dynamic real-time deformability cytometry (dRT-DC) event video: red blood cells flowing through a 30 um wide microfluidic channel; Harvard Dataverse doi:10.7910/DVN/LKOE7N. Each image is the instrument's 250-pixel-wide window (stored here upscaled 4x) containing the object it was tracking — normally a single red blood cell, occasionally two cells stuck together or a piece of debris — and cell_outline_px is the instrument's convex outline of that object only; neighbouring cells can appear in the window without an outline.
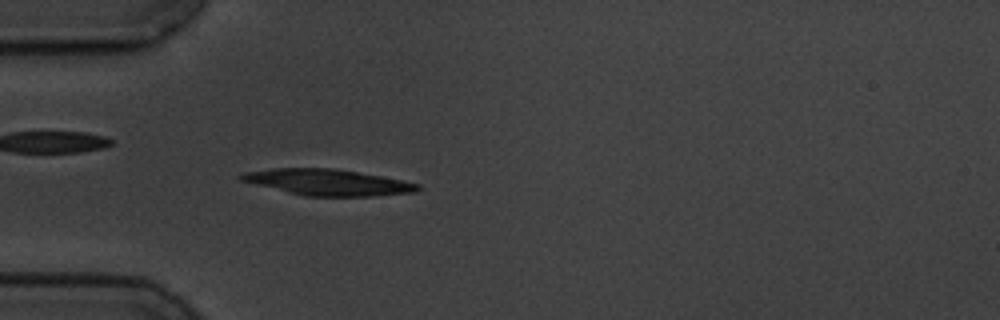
{"species": "common noctule bat (a hibernating species)", "species_latin": "Nyctalus noctula", "temperature_condition": "cold", "stored_images_in_passage": 57, "camera_frame_rate_fps": 3000, "um_per_image_px": 0.085, "animal": {"sex": "male", "body_mass_g": 19.5, "forearm_length_mm": 54.6}, "frame": {"image": 1, "passage_image": 16, "time_ms": 5.0, "image_size_px": [1000, 320], "cell_outline_px": [[420, 188], [412, 192], [372, 196], [304, 196], [240, 180], [236, 176], [244, 172], [276, 168], [332, 168], [380, 176], [420, 184]], "centroid_in_image_um": [27.81, 15.49], "position_along_channel_um": 57.2, "area_um2": 26.41}}
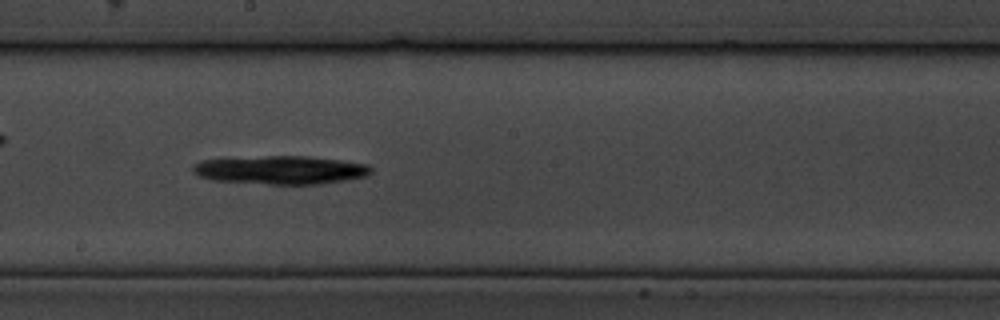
{"frame": {"image": 2, "passage_image": 31, "time_ms": 10.0, "image_size_px": [1000, 320], "cell_outline_px": [[372, 172], [364, 176], [348, 180], [320, 184], [268, 184], [212, 180], [200, 176], [192, 172], [192, 164], [200, 160], [264, 156], [308, 156], [340, 160], [368, 164], [372, 168]], "centroid_in_image_um": [23.84, 14.44], "position_along_channel_um": 224.4, "area_um2": 29.59}}
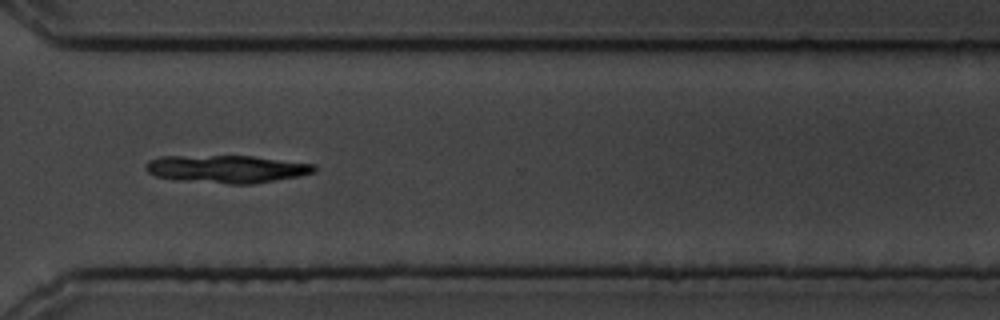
{"frame": {"image": 3, "passage_image": 42, "time_ms": 13.667, "image_size_px": [1000, 320], "cell_outline_px": [[316, 172], [300, 176], [252, 184], [228, 184], [176, 180], [156, 176], [148, 172], [144, 168], [144, 164], [148, 160], [160, 156], [252, 156], [316, 164]], "centroid_in_image_um": [19.26, 14.36], "position_along_channel_um": 351.3, "area_um2": 27.46}, "authors_computed_cell_mechanics": {"area_um2": 26.4146, "velocity_mm_per_s": 3.4661, "shape_relaxation_time_tau1_ms": 4.7957, "shape_relaxation_time_tau2_ms": null, "deformation_change_tau1": 0.1086, "deformation_change_tau2": null}}